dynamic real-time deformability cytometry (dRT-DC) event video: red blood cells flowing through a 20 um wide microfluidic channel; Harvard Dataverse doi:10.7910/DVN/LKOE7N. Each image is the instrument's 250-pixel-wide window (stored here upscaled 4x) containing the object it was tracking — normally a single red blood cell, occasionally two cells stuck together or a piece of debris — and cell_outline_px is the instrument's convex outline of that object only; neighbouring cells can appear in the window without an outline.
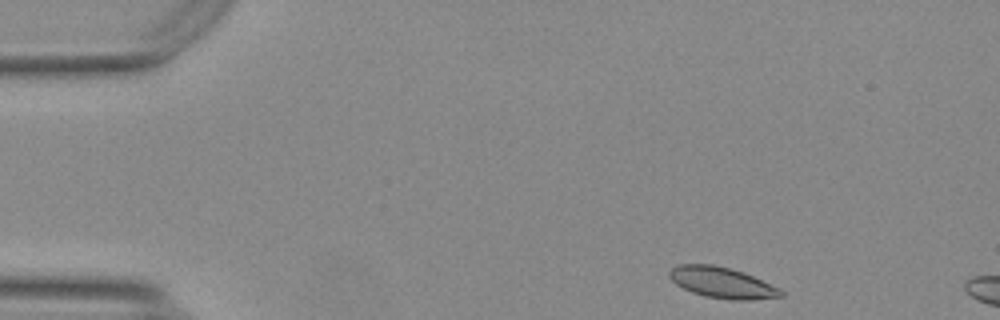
{"species": "Egyptian fruit bat (a non-hibernating species)", "species_latin": "Rousettus aegyptiacus", "temperature_condition": "warm", "stored_images_in_passage": 47, "camera_frame_rate_fps": 3000, "um_per_image_px": 0.085, "animal": {"sex": "female"}, "frame": {"image": 1, "passage_image": 1, "time_ms": 0.0, "image_size_px": [1000, 320], "cell_outline_px": [[784, 296], [752, 300], [732, 300], [704, 296], [692, 292], [676, 284], [668, 276], [668, 272], [672, 268], [680, 264], [712, 264], [732, 268], [744, 272], [780, 288], [784, 292]], "centroid_in_image_um": [61.4, 24.02], "position_along_channel_um": 23.6, "area_um2": 20.23}}
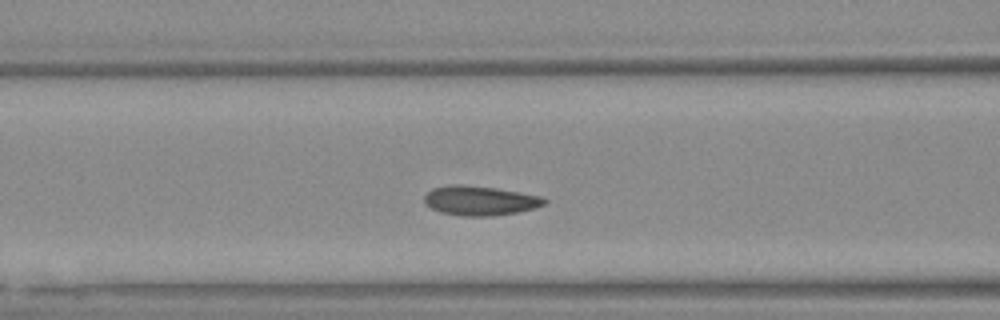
{"frame": {"image": 2, "passage_image": 16, "time_ms": 5.0, "image_size_px": [1000, 320], "cell_outline_px": [[548, 200], [544, 204], [536, 208], [516, 212], [492, 216], [460, 216], [440, 212], [424, 204], [424, 196], [432, 188], [460, 184], [496, 188], [540, 196]], "centroid_in_image_um": [40.78, 17.06], "position_along_channel_um": 125.8, "area_um2": 20.52}}
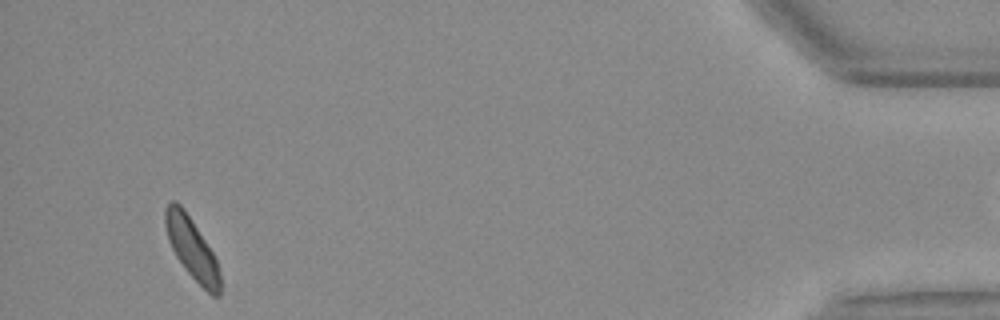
{"frame": {"image": 3, "passage_image": 46, "time_ms": 15.0, "image_size_px": [1000, 320], "cell_outline_px": [[220, 296], [212, 296], [188, 272], [176, 256], [168, 240], [164, 224], [164, 208], [172, 200], [176, 200], [184, 208], [212, 252], [216, 260], [220, 272]], "centroid_in_image_um": [16.28, 21.08], "position_along_channel_um": 418.9, "area_um2": 19.31}}